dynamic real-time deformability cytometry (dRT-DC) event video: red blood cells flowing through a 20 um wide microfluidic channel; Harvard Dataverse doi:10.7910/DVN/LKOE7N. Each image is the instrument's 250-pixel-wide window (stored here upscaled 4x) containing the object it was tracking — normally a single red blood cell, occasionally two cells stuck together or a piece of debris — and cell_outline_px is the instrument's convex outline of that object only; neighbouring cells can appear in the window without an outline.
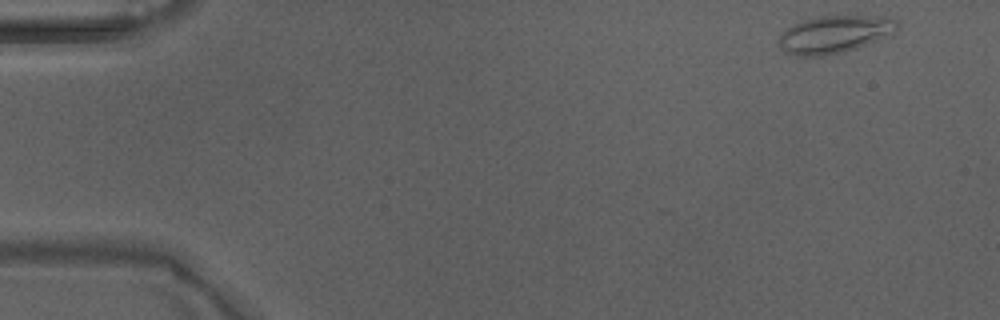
{"species": "Egyptian fruit bat (a non-hibernating species)", "species_latin": "Rousettus aegyptiacus", "temperature_condition": "warm", "stored_images_in_passage": 4, "camera_frame_rate_fps": 3000, "um_per_image_px": 0.085, "animal": {"sex": "male"}, "frame": {"image": 1, "passage_image": 1, "time_ms": 0.0, "image_size_px": [1000, 320], "cell_outline_px": [[900, 28], [892, 36], [844, 52], [820, 56], [792, 56], [780, 48], [776, 40], [788, 28], [800, 20], [812, 16], [892, 16], [900, 24]], "centroid_in_image_um": [70.99, 2.91], "position_along_channel_um": 14.0, "area_um2": 26.59}}